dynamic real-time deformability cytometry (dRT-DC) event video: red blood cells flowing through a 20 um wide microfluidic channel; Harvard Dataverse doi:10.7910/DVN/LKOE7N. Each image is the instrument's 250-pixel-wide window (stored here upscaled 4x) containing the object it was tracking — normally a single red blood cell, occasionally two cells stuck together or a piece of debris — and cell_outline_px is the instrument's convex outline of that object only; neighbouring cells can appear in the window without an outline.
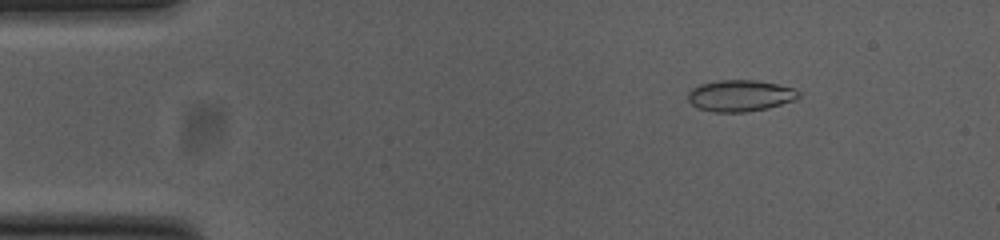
{"species": "common noctule bat (a hibernating species)", "species_latin": "Nyctalus noctula", "temperature_condition": "cold", "stored_images_in_passage": 53, "camera_frame_rate_fps": 3000, "um_per_image_px": 0.085, "animal": {"sex": "female", "body_mass_g": 23.0, "forearm_length_mm": 53.4}, "frame": {"image": 1, "passage_image": 7, "time_ms": 2.0, "image_size_px": [1000, 240], "cell_outline_px": [[800, 96], [796, 100], [768, 108], [744, 112], [716, 112], [700, 108], [692, 104], [688, 100], [688, 92], [692, 88], [700, 84], [720, 80], [756, 80], [796, 88], [800, 92]], "centroid_in_image_um": [62.95, 8.13], "position_along_channel_um": 22.0, "area_um2": 20.29}}
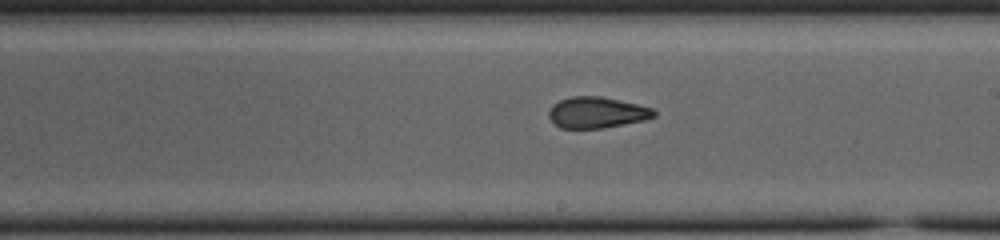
{"frame": {"image": 2, "passage_image": 30, "time_ms": 9.667, "image_size_px": [1000, 240], "cell_outline_px": [[656, 116], [644, 120], [604, 128], [560, 128], [548, 116], [548, 112], [552, 104], [560, 100], [572, 96], [600, 96], [636, 104], [652, 108], [656, 112]], "centroid_in_image_um": [50.72, 9.56], "position_along_channel_um": 238.3, "area_um2": 18.96}}
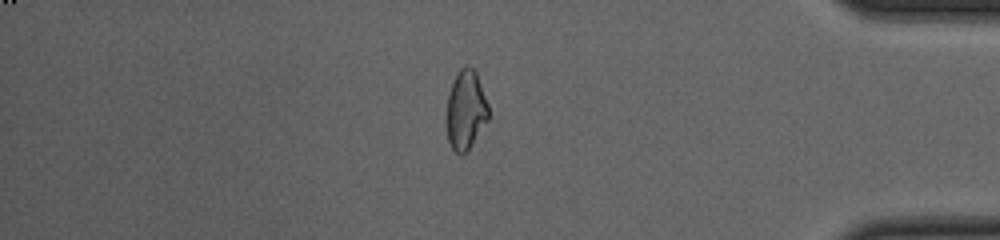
{"frame": {"image": 3, "passage_image": 45, "time_ms": 14.667, "image_size_px": [1000, 240], "cell_outline_px": [[488, 120], [468, 148], [464, 152], [456, 152], [452, 148], [448, 140], [448, 96], [452, 80], [456, 72], [464, 64], [468, 64], [476, 72], [488, 104]], "centroid_in_image_um": [39.6, 9.25], "position_along_channel_um": 395.6, "area_um2": 18.9}, "authors_computed_cell_mechanics": {"area_um2": 19.8832, "velocity_mm_per_s": 3.8145, "shape_relaxation_time_tau1_ms": 6.1725, "shape_relaxation_time_tau2_ms": 1.7054, "deformation_change_tau1": 0.1864, "deformation_change_tau2": 0.0828}}